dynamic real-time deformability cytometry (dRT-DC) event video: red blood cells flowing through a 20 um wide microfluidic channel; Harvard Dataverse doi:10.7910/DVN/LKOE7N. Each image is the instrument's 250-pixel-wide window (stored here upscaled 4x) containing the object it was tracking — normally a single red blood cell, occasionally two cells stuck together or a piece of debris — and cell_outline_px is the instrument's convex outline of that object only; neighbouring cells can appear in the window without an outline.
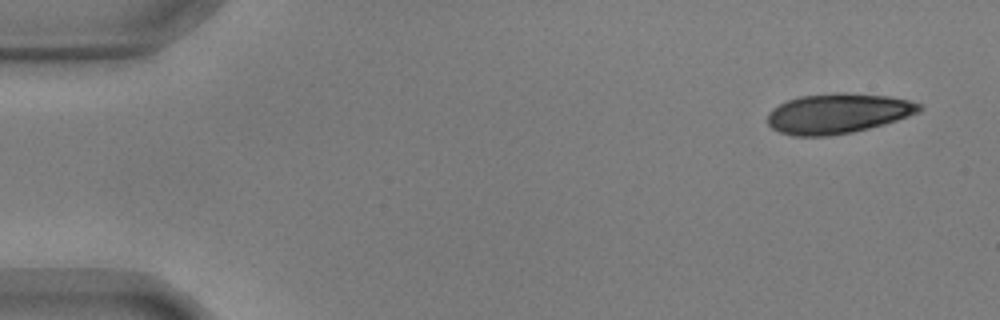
{"species": "common noctule bat (a hibernating species)", "species_latin": "Nyctalus noctula", "temperature_condition": "warm", "stored_images_in_passage": 16, "camera_frame_rate_fps": 3000, "um_per_image_px": 0.085, "animal": {"sex": "male", "body_mass_g": 17.9, "forearm_length_mm": 54.2}, "frame": {"image": 1, "passage_image": 1, "time_ms": 0.0, "image_size_px": [1000, 320], "cell_outline_px": [[924, 108], [920, 112], [884, 124], [852, 132], [824, 136], [792, 136], [780, 132], [772, 128], [768, 124], [768, 112], [772, 108], [788, 100], [800, 96], [836, 92], [844, 92], [888, 96], [908, 100], [920, 104]], "centroid_in_image_um": [71.21, 9.64], "position_along_channel_um": 13.8, "area_um2": 35.37}}